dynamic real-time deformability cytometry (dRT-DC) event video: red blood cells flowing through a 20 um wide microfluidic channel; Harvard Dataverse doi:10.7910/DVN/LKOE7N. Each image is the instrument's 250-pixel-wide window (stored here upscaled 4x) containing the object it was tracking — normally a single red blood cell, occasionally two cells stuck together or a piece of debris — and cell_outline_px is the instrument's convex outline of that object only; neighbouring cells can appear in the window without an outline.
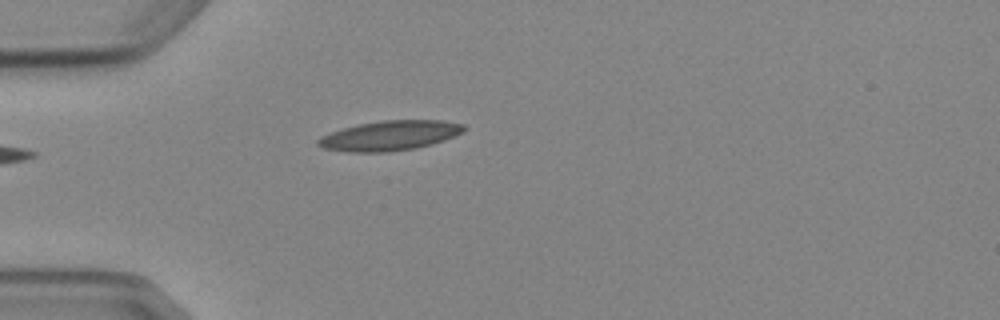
{"species": "Egyptian fruit bat (a non-hibernating species)", "species_latin": "Rousettus aegyptiacus", "temperature_condition": "cold", "stored_images_in_passage": 4, "camera_frame_rate_fps": 3000, "um_per_image_px": 0.085, "animal": {"sex": "female"}, "frame": {"image": 1, "passage_image": 4, "time_ms": 4.333, "image_size_px": [1000, 320], "cell_outline_px": [[468, 128], [464, 132], [444, 140], [432, 144], [416, 148], [388, 152], [348, 152], [324, 148], [316, 144], [316, 140], [320, 136], [344, 128], [360, 124], [380, 120], [440, 120], [464, 124]], "centroid_in_image_um": [33.16, 11.52], "position_along_channel_um": 51.8, "area_um2": 25.43}}